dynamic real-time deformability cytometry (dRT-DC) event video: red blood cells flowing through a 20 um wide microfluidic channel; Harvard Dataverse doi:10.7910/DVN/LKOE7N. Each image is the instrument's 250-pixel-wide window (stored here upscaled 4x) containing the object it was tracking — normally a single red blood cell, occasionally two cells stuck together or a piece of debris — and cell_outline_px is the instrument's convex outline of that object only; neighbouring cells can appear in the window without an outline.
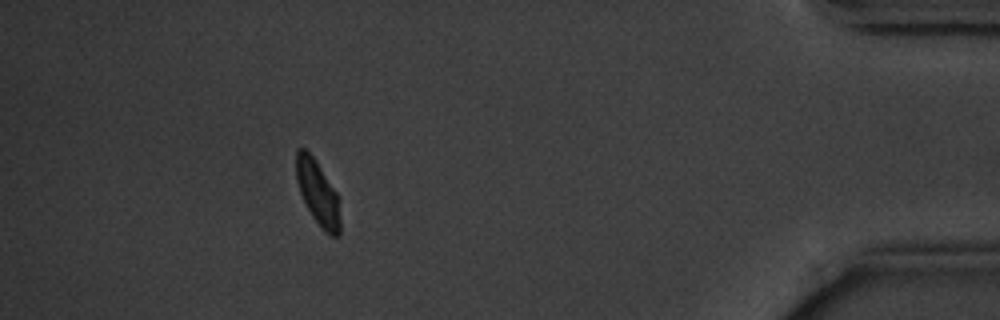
{"species": "common noctule bat (a hibernating species)", "species_latin": "Nyctalus noctula", "temperature_condition": "cold", "stored_images_in_passage": 15, "camera_frame_rate_fps": 3000, "um_per_image_px": 0.085, "animal": {"sex": "male", "body_mass_g": 20.1, "forearm_length_mm": 53.5}, "frame": {"image": 1, "passage_image": 13, "time_ms": 15.667, "image_size_px": [1000, 320], "cell_outline_px": [[340, 236], [332, 236], [324, 232], [312, 216], [300, 192], [296, 180], [296, 148], [304, 148], [316, 160], [336, 192], [340, 200]], "centroid_in_image_um": [27.03, 16.41], "position_along_channel_um": 408.2, "area_um2": 16.65}, "authors_computed_cell_mechanics": {"area_um2": 17.7446, "velocity_mm_per_s": 3.5691, "shape_relaxation_time_tau1_ms": 1.7951, "shape_relaxation_time_tau2_ms": null, "deformation_change_tau1": 0.0675, "deformation_change_tau2": null}}